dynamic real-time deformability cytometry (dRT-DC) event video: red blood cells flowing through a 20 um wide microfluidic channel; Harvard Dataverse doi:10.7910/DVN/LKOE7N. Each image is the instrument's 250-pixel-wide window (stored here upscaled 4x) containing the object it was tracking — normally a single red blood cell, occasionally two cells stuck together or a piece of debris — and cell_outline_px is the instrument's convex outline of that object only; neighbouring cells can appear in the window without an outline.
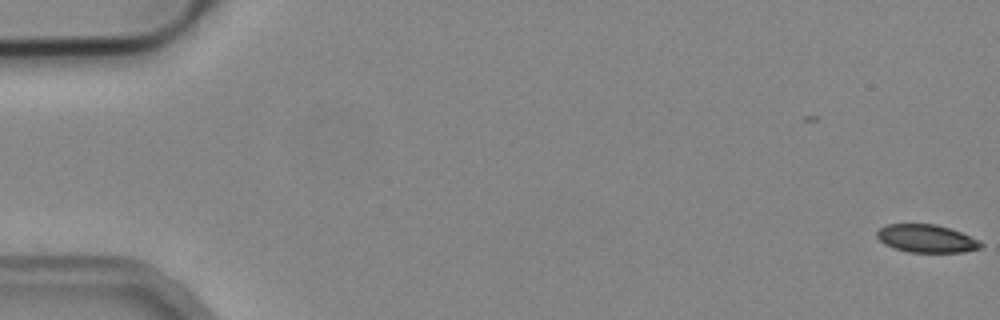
{"species": "common noctule bat (a hibernating species)", "species_latin": "Nyctalus noctula", "temperature_condition": "cold", "stored_images_in_passage": 2, "camera_frame_rate_fps": 3000, "um_per_image_px": 0.085, "animal": {"sex": "male", "body_mass_g": 19.2, "forearm_length_mm": 51.8}, "frame": {"image": 1, "passage_image": 2, "time_ms": 0.333, "image_size_px": [1000, 320], "cell_outline_px": [[984, 244], [980, 248], [964, 252], [908, 252], [884, 244], [876, 236], [876, 232], [884, 224], [936, 224], [960, 232], [980, 240]], "centroid_in_image_um": [78.75, 20.27], "position_along_channel_um": 6.3, "area_um2": 16.88}}